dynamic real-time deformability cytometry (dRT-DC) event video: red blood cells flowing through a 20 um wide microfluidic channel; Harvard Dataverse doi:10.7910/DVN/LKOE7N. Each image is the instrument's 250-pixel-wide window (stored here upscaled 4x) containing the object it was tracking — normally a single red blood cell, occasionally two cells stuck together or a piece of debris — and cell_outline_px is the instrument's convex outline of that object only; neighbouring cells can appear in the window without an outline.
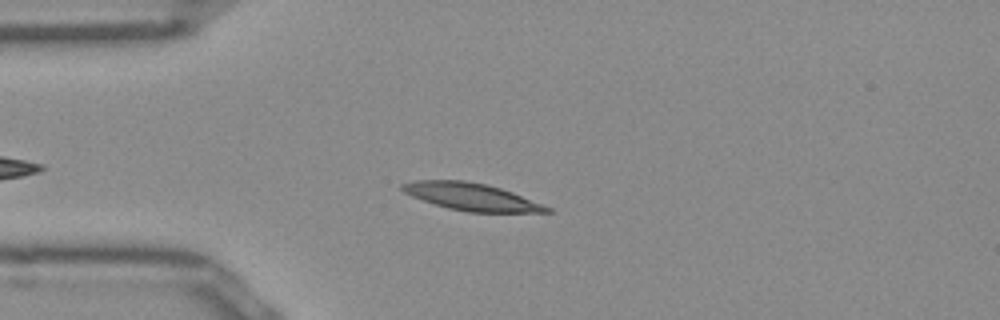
{"species": "Egyptian fruit bat (a non-hibernating species)", "species_latin": "Rousettus aegyptiacus", "temperature_condition": "room temperature", "stored_images_in_passage": 36, "camera_frame_rate_fps": 3000, "um_per_image_px": 0.085, "frame": {"image": 1, "passage_image": 8, "time_ms": 2.333, "image_size_px": [1000, 320], "cell_outline_px": [[552, 212], [468, 212], [448, 208], [412, 196], [404, 192], [400, 188], [400, 184], [416, 180], [464, 180], [484, 184], [500, 188], [512, 192], [552, 208]], "centroid_in_image_um": [40.06, 16.72], "position_along_channel_um": 44.9, "area_um2": 22.72}}
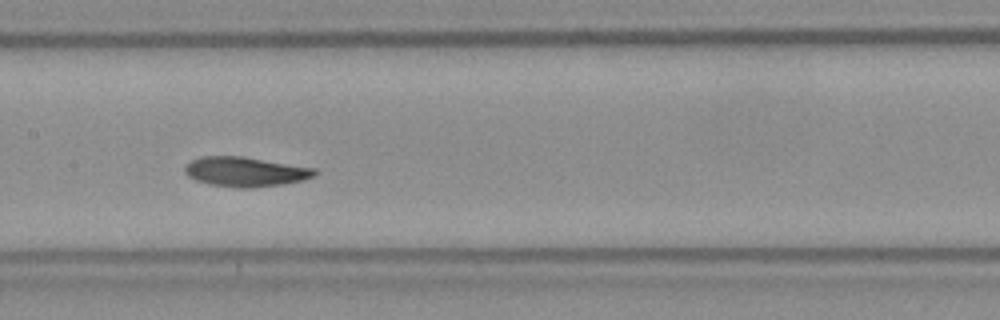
{"frame": {"image": 2, "passage_image": 20, "time_ms": 6.333, "image_size_px": [1000, 320], "cell_outline_px": [[316, 172], [312, 176], [304, 180], [284, 184], [248, 188], [236, 188], [208, 184], [196, 180], [188, 176], [184, 172], [184, 168], [192, 160], [200, 156], [244, 156], [316, 168]], "centroid_in_image_um": [20.84, 14.59], "position_along_channel_um": 186.6, "area_um2": 22.54}}
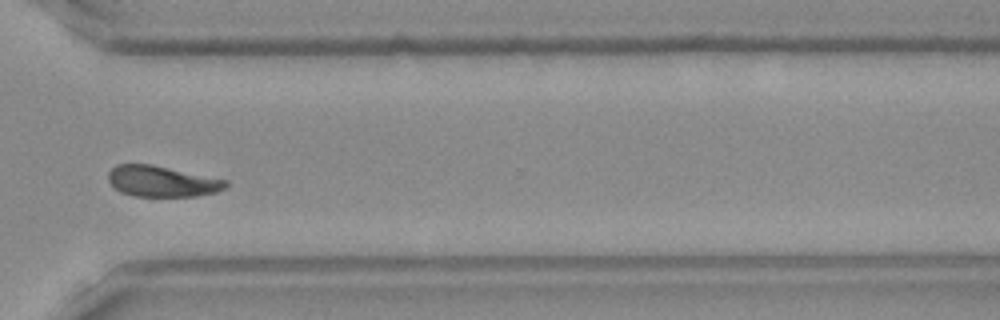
{"frame": {"image": 3, "passage_image": 33, "time_ms": 10.667, "image_size_px": [1000, 320], "cell_outline_px": [[228, 188], [216, 192], [196, 196], [132, 196], [120, 192], [108, 180], [108, 172], [116, 164], [152, 164], [228, 180]], "centroid_in_image_um": [13.78, 15.41], "position_along_channel_um": 356.8, "area_um2": 21.27}, "authors_computed_cell_mechanics": {"area_um2": 21.9062, "velocity_mm_per_s": 3.9286, "shape_relaxation_time_tau1_ms": 2.7244, "shape_relaxation_time_tau2_ms": 1.5911, "deformation_change_tau1": 0.1373, "deformation_change_tau2": 0.07}}